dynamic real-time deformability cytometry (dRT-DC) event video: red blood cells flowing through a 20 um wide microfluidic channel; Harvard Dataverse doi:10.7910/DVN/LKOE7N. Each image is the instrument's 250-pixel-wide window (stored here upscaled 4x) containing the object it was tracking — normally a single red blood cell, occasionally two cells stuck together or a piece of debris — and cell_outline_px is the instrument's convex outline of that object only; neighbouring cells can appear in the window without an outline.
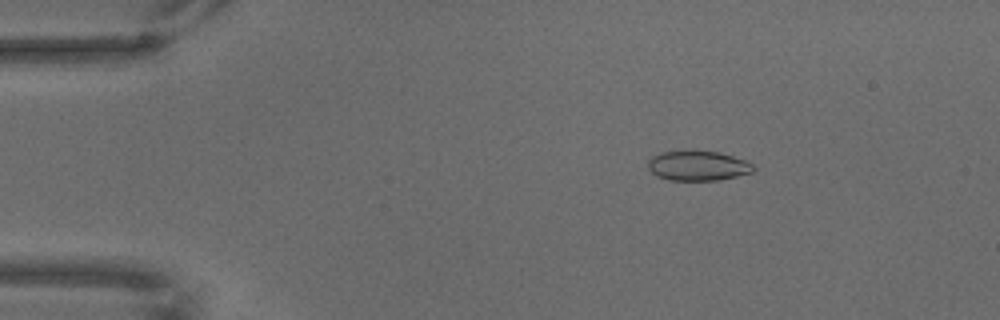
{"species": "common noctule bat (a hibernating species)", "species_latin": "Nyctalus noctula", "temperature_condition": "warm", "stored_images_in_passage": 68, "camera_frame_rate_fps": 3000, "um_per_image_px": 0.085, "animal": {"sex": "male", "body_mass_g": 18.8}, "frame": {"image": 1, "passage_image": 11, "time_ms": 3.333, "image_size_px": [1000, 320], "cell_outline_px": [[756, 168], [752, 172], [736, 176], [716, 180], [668, 180], [656, 176], [648, 168], [648, 160], [652, 156], [660, 152], [692, 148], [720, 152], [744, 160], [752, 164]], "centroid_in_image_um": [59.27, 14.04], "position_along_channel_um": 25.7, "area_um2": 18.84}}
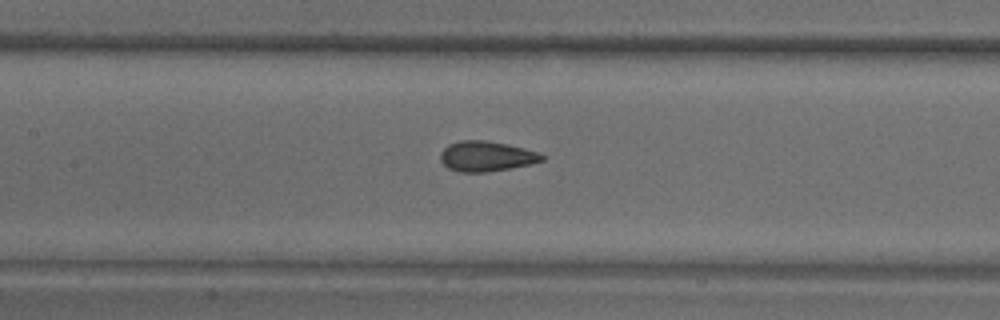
{"frame": {"image": 2, "passage_image": 32, "time_ms": 10.333, "image_size_px": [1000, 320], "cell_outline_px": [[544, 160], [532, 164], [484, 172], [460, 172], [448, 168], [440, 160], [440, 152], [448, 144], [460, 140], [484, 140], [524, 148], [540, 152], [544, 156]], "centroid_in_image_um": [41.33, 13.28], "position_along_channel_um": 166.1, "area_um2": 17.8}}
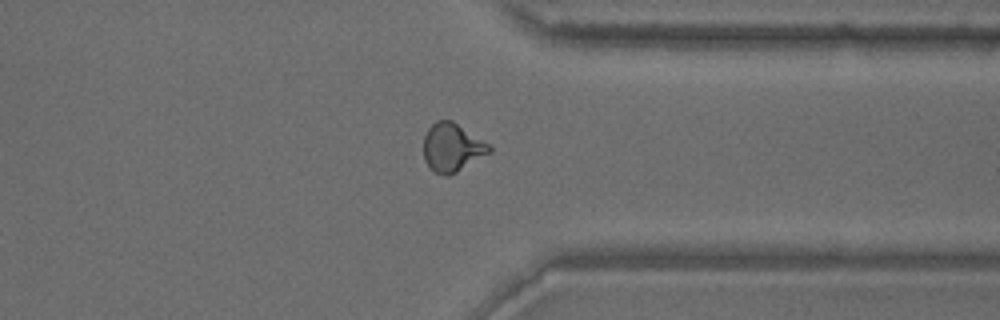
{"frame": {"image": 3, "passage_image": 53, "time_ms": 17.333, "image_size_px": [1000, 320], "cell_outline_px": [[492, 152], [456, 172], [448, 176], [444, 176], [436, 172], [424, 160], [424, 136], [428, 128], [436, 120], [452, 120], [488, 144], [492, 148]], "centroid_in_image_um": [38.43, 12.53], "position_along_channel_um": 373.0, "area_um2": 18.32}}